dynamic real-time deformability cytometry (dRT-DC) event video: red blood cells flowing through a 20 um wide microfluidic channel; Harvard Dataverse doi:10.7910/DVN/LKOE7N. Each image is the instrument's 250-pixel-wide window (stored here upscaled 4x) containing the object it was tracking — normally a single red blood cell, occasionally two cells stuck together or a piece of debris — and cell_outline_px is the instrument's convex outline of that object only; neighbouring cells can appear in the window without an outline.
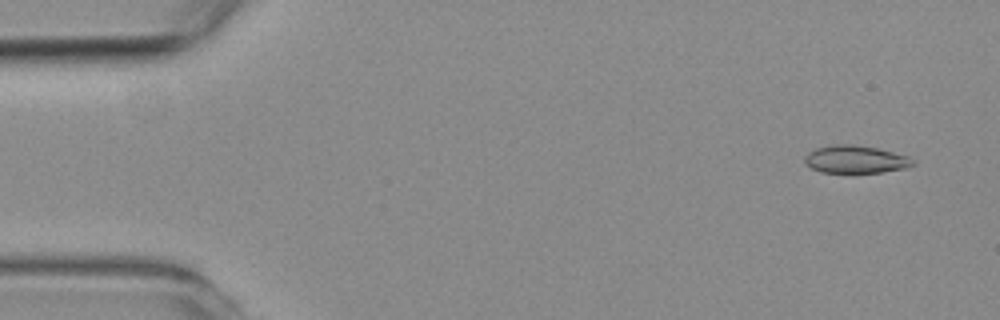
{"species": "common noctule bat (a hibernating species)", "species_latin": "Nyctalus noctula", "temperature_condition": "room temperature", "stored_images_in_passage": 13, "camera_frame_rate_fps": 3000, "um_per_image_px": 0.085, "animal": {"sex": "female", "body_mass_g": 19.3, "forearm_length_mm": 54.1}, "frame": {"image": 1, "passage_image": 4, "time_ms": 1.0, "image_size_px": [1000, 320], "cell_outline_px": [[916, 164], [904, 168], [880, 172], [820, 172], [812, 168], [804, 160], [804, 156], [808, 152], [816, 148], [832, 144], [852, 144], [876, 148], [908, 156]], "centroid_in_image_um": [72.69, 13.53], "position_along_channel_um": 12.3, "area_um2": 17.22}}